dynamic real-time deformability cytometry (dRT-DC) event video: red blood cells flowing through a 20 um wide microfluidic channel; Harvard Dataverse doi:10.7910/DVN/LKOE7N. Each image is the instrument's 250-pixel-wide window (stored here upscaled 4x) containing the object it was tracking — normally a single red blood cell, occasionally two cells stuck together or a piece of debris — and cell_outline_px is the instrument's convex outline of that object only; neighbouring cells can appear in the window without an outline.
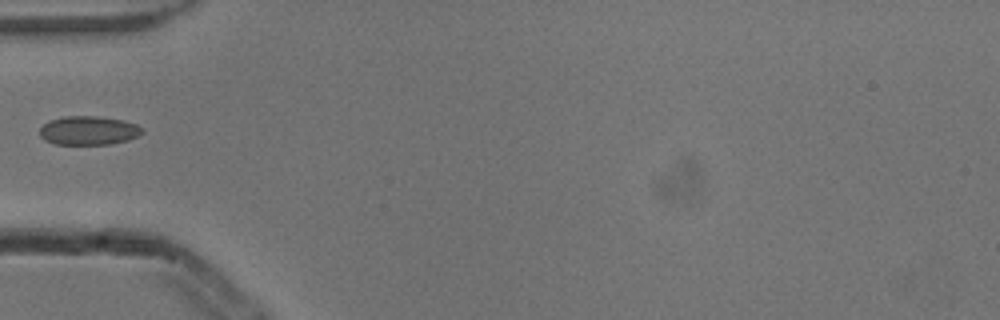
{"species": "common noctule bat (a hibernating species)", "species_latin": "Nyctalus noctula", "temperature_condition": "cold", "stored_images_in_passage": 3, "camera_frame_rate_fps": 3000, "um_per_image_px": 0.085, "animal": {"sex": "male", "body_mass_g": 13.3}, "frame": {"image": 1, "passage_image": 2, "time_ms": 0.333, "image_size_px": [1000, 320], "cell_outline_px": [[144, 132], [128, 140], [112, 144], [56, 144], [44, 140], [40, 136], [40, 128], [44, 124], [52, 120], [64, 116], [96, 116], [124, 120], [136, 124]], "centroid_in_image_um": [7.52, 11.09], "position_along_channel_um": 77.5, "area_um2": 17.11}}
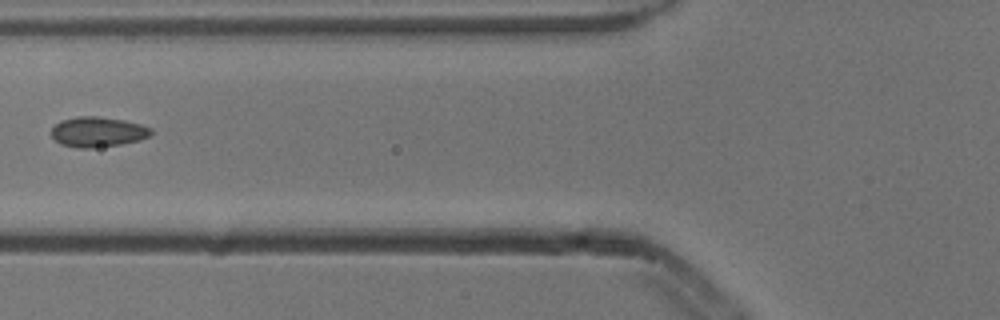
{"frame": {"image": 2, "passage_image": 3, "time_ms": 0.667, "image_size_px": [1000, 320], "cell_outline_px": [[152, 132], [148, 136], [140, 140], [120, 144], [92, 148], [76, 148], [60, 144], [52, 136], [52, 128], [60, 120], [76, 116], [96, 116], [124, 120], [140, 124], [152, 128]], "centroid_in_image_um": [8.29, 11.21], "position_along_channel_um": 117.5, "area_um2": 17.51}}